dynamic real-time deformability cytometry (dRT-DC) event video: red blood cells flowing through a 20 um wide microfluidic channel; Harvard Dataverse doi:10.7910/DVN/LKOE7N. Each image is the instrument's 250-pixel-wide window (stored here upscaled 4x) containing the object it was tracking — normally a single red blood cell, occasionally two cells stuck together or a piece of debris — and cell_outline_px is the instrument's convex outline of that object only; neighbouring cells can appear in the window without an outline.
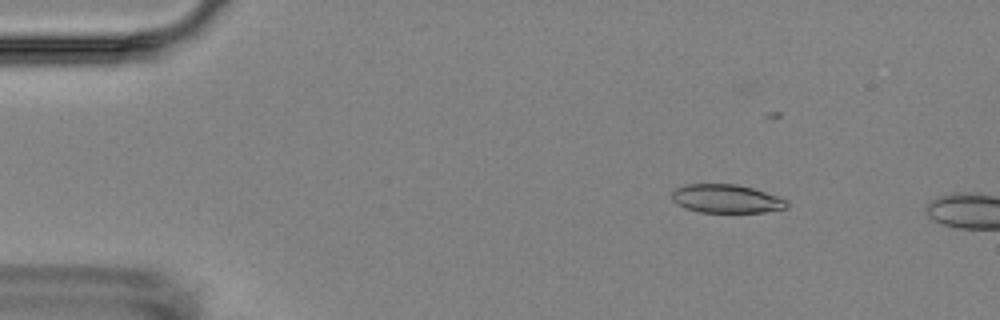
{"species": "Egyptian fruit bat (a non-hibernating species)", "species_latin": "Rousettus aegyptiacus", "temperature_condition": "room temperature", "stored_images_in_passage": 4, "camera_frame_rate_fps": 3000, "um_per_image_px": 0.085, "animal": {"sex": "female"}, "frame": {"image": 1, "passage_image": 3, "time_ms": 2.333, "image_size_px": [1000, 320], "cell_outline_px": [[788, 208], [764, 212], [700, 212], [684, 208], [676, 204], [672, 200], [672, 192], [676, 188], [684, 184], [736, 184], [752, 188], [780, 196], [788, 200]], "centroid_in_image_um": [61.75, 16.89], "position_along_channel_um": 23.3, "area_um2": 19.31}}